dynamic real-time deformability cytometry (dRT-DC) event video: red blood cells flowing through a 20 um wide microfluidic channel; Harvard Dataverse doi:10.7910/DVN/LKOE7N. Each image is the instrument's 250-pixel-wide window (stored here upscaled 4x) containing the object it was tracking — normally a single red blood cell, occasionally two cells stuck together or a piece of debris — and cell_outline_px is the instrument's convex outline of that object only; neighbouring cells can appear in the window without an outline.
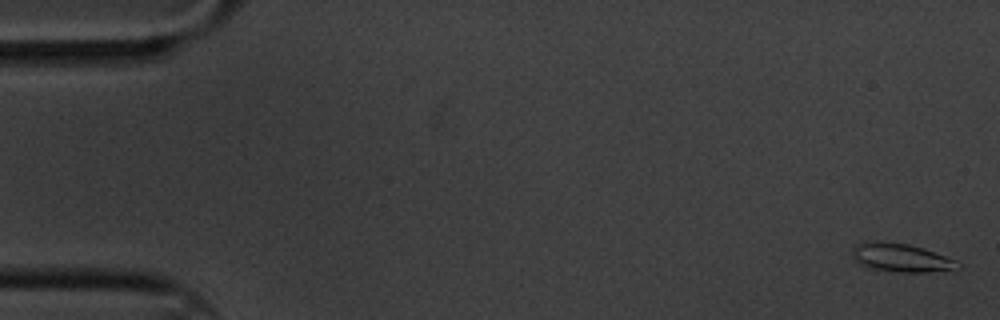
{"species": "common noctule bat (a hibernating species)", "species_latin": "Nyctalus noctula", "temperature_condition": "cold", "stored_images_in_passage": 6, "camera_frame_rate_fps": 3000, "um_per_image_px": 0.085, "animal": {"sex": "male", "body_mass_g": 20.1, "forearm_length_mm": 53.5}, "frame": {"image": 1, "passage_image": 1, "time_ms": 0.0, "image_size_px": [1000, 320], "cell_outline_px": [[960, 268], [952, 272], [900, 272], [864, 268], [852, 256], [852, 248], [856, 244], [864, 240], [908, 244], [924, 248], [956, 260], [960, 264]], "centroid_in_image_um": [76.62, 21.92], "position_along_channel_um": 8.4, "area_um2": 17.98}}
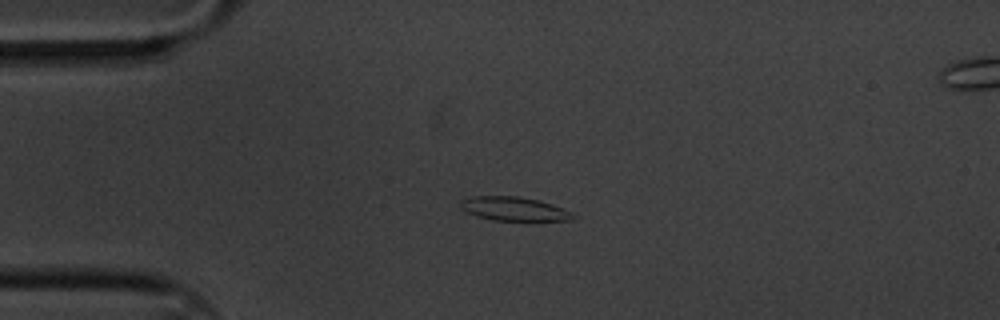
{"frame": {"image": 2, "passage_image": 4, "time_ms": 1.0, "image_size_px": [1000, 320], "cell_outline_px": [[576, 216], [572, 220], [492, 220], [476, 216], [464, 212], [460, 208], [460, 200], [472, 196], [516, 196], [540, 200], [552, 204], [572, 212]], "centroid_in_image_um": [43.65, 17.75], "position_along_channel_um": 41.4, "area_um2": 15.72}}